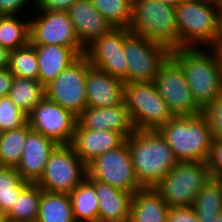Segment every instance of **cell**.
<instances>
[{
  "label": "cell",
  "instance_id": "cell-25",
  "mask_svg": "<svg viewBox=\"0 0 222 222\" xmlns=\"http://www.w3.org/2000/svg\"><path fill=\"white\" fill-rule=\"evenodd\" d=\"M36 222H75L69 194L43 191Z\"/></svg>",
  "mask_w": 222,
  "mask_h": 222
},
{
  "label": "cell",
  "instance_id": "cell-38",
  "mask_svg": "<svg viewBox=\"0 0 222 222\" xmlns=\"http://www.w3.org/2000/svg\"><path fill=\"white\" fill-rule=\"evenodd\" d=\"M167 222H199L193 206L169 207Z\"/></svg>",
  "mask_w": 222,
  "mask_h": 222
},
{
  "label": "cell",
  "instance_id": "cell-3",
  "mask_svg": "<svg viewBox=\"0 0 222 222\" xmlns=\"http://www.w3.org/2000/svg\"><path fill=\"white\" fill-rule=\"evenodd\" d=\"M158 131L178 162L207 161L213 139L208 123L201 114L173 116Z\"/></svg>",
  "mask_w": 222,
  "mask_h": 222
},
{
  "label": "cell",
  "instance_id": "cell-29",
  "mask_svg": "<svg viewBox=\"0 0 222 222\" xmlns=\"http://www.w3.org/2000/svg\"><path fill=\"white\" fill-rule=\"evenodd\" d=\"M8 96L28 115L45 97V87L39 81L14 76Z\"/></svg>",
  "mask_w": 222,
  "mask_h": 222
},
{
  "label": "cell",
  "instance_id": "cell-21",
  "mask_svg": "<svg viewBox=\"0 0 222 222\" xmlns=\"http://www.w3.org/2000/svg\"><path fill=\"white\" fill-rule=\"evenodd\" d=\"M32 45H34L38 57V81L44 87L80 56L72 47L60 45Z\"/></svg>",
  "mask_w": 222,
  "mask_h": 222
},
{
  "label": "cell",
  "instance_id": "cell-46",
  "mask_svg": "<svg viewBox=\"0 0 222 222\" xmlns=\"http://www.w3.org/2000/svg\"><path fill=\"white\" fill-rule=\"evenodd\" d=\"M211 4H215L217 6H220L222 4V0H202Z\"/></svg>",
  "mask_w": 222,
  "mask_h": 222
},
{
  "label": "cell",
  "instance_id": "cell-41",
  "mask_svg": "<svg viewBox=\"0 0 222 222\" xmlns=\"http://www.w3.org/2000/svg\"><path fill=\"white\" fill-rule=\"evenodd\" d=\"M207 48L214 55L216 64L219 67L222 74V42L214 40Z\"/></svg>",
  "mask_w": 222,
  "mask_h": 222
},
{
  "label": "cell",
  "instance_id": "cell-24",
  "mask_svg": "<svg viewBox=\"0 0 222 222\" xmlns=\"http://www.w3.org/2000/svg\"><path fill=\"white\" fill-rule=\"evenodd\" d=\"M193 208L199 222H214L222 211V178H210L198 192Z\"/></svg>",
  "mask_w": 222,
  "mask_h": 222
},
{
  "label": "cell",
  "instance_id": "cell-9",
  "mask_svg": "<svg viewBox=\"0 0 222 222\" xmlns=\"http://www.w3.org/2000/svg\"><path fill=\"white\" fill-rule=\"evenodd\" d=\"M124 52L127 60L125 84L154 82L160 65L170 55L165 46L131 33L128 28H124Z\"/></svg>",
  "mask_w": 222,
  "mask_h": 222
},
{
  "label": "cell",
  "instance_id": "cell-16",
  "mask_svg": "<svg viewBox=\"0 0 222 222\" xmlns=\"http://www.w3.org/2000/svg\"><path fill=\"white\" fill-rule=\"evenodd\" d=\"M87 107L103 108L124 102L125 83L88 61L86 75Z\"/></svg>",
  "mask_w": 222,
  "mask_h": 222
},
{
  "label": "cell",
  "instance_id": "cell-49",
  "mask_svg": "<svg viewBox=\"0 0 222 222\" xmlns=\"http://www.w3.org/2000/svg\"><path fill=\"white\" fill-rule=\"evenodd\" d=\"M219 11H222V4L219 6Z\"/></svg>",
  "mask_w": 222,
  "mask_h": 222
},
{
  "label": "cell",
  "instance_id": "cell-20",
  "mask_svg": "<svg viewBox=\"0 0 222 222\" xmlns=\"http://www.w3.org/2000/svg\"><path fill=\"white\" fill-rule=\"evenodd\" d=\"M67 12L77 38L84 47L114 28L93 6L91 0L76 1Z\"/></svg>",
  "mask_w": 222,
  "mask_h": 222
},
{
  "label": "cell",
  "instance_id": "cell-5",
  "mask_svg": "<svg viewBox=\"0 0 222 222\" xmlns=\"http://www.w3.org/2000/svg\"><path fill=\"white\" fill-rule=\"evenodd\" d=\"M179 48H207L216 38L219 6L202 0H186L175 6Z\"/></svg>",
  "mask_w": 222,
  "mask_h": 222
},
{
  "label": "cell",
  "instance_id": "cell-2",
  "mask_svg": "<svg viewBox=\"0 0 222 222\" xmlns=\"http://www.w3.org/2000/svg\"><path fill=\"white\" fill-rule=\"evenodd\" d=\"M170 56L180 65L201 109L222 94V74L208 48L182 47L170 51Z\"/></svg>",
  "mask_w": 222,
  "mask_h": 222
},
{
  "label": "cell",
  "instance_id": "cell-39",
  "mask_svg": "<svg viewBox=\"0 0 222 222\" xmlns=\"http://www.w3.org/2000/svg\"><path fill=\"white\" fill-rule=\"evenodd\" d=\"M79 0H35L33 11H68Z\"/></svg>",
  "mask_w": 222,
  "mask_h": 222
},
{
  "label": "cell",
  "instance_id": "cell-10",
  "mask_svg": "<svg viewBox=\"0 0 222 222\" xmlns=\"http://www.w3.org/2000/svg\"><path fill=\"white\" fill-rule=\"evenodd\" d=\"M88 180H98L134 194L144 188L138 181L127 141L96 157L87 165Z\"/></svg>",
  "mask_w": 222,
  "mask_h": 222
},
{
  "label": "cell",
  "instance_id": "cell-43",
  "mask_svg": "<svg viewBox=\"0 0 222 222\" xmlns=\"http://www.w3.org/2000/svg\"><path fill=\"white\" fill-rule=\"evenodd\" d=\"M89 222H130V217L122 218H96Z\"/></svg>",
  "mask_w": 222,
  "mask_h": 222
},
{
  "label": "cell",
  "instance_id": "cell-8",
  "mask_svg": "<svg viewBox=\"0 0 222 222\" xmlns=\"http://www.w3.org/2000/svg\"><path fill=\"white\" fill-rule=\"evenodd\" d=\"M88 176L87 165L70 144H58L51 152L41 178L36 182L44 191H73Z\"/></svg>",
  "mask_w": 222,
  "mask_h": 222
},
{
  "label": "cell",
  "instance_id": "cell-35",
  "mask_svg": "<svg viewBox=\"0 0 222 222\" xmlns=\"http://www.w3.org/2000/svg\"><path fill=\"white\" fill-rule=\"evenodd\" d=\"M201 115L208 123L213 140H222V94L201 109Z\"/></svg>",
  "mask_w": 222,
  "mask_h": 222
},
{
  "label": "cell",
  "instance_id": "cell-27",
  "mask_svg": "<svg viewBox=\"0 0 222 222\" xmlns=\"http://www.w3.org/2000/svg\"><path fill=\"white\" fill-rule=\"evenodd\" d=\"M75 222L98 218V201L94 185L86 178L69 193Z\"/></svg>",
  "mask_w": 222,
  "mask_h": 222
},
{
  "label": "cell",
  "instance_id": "cell-17",
  "mask_svg": "<svg viewBox=\"0 0 222 222\" xmlns=\"http://www.w3.org/2000/svg\"><path fill=\"white\" fill-rule=\"evenodd\" d=\"M57 145L55 141L30 128L27 131L21 160L16 167L22 180L36 183L41 178L49 156Z\"/></svg>",
  "mask_w": 222,
  "mask_h": 222
},
{
  "label": "cell",
  "instance_id": "cell-26",
  "mask_svg": "<svg viewBox=\"0 0 222 222\" xmlns=\"http://www.w3.org/2000/svg\"><path fill=\"white\" fill-rule=\"evenodd\" d=\"M0 16V45L9 52L30 42V17ZM28 18V19H27Z\"/></svg>",
  "mask_w": 222,
  "mask_h": 222
},
{
  "label": "cell",
  "instance_id": "cell-45",
  "mask_svg": "<svg viewBox=\"0 0 222 222\" xmlns=\"http://www.w3.org/2000/svg\"><path fill=\"white\" fill-rule=\"evenodd\" d=\"M159 1L165 4L172 5V6H177L186 0H159Z\"/></svg>",
  "mask_w": 222,
  "mask_h": 222
},
{
  "label": "cell",
  "instance_id": "cell-42",
  "mask_svg": "<svg viewBox=\"0 0 222 222\" xmlns=\"http://www.w3.org/2000/svg\"><path fill=\"white\" fill-rule=\"evenodd\" d=\"M9 55H10V52L0 45V70L8 68Z\"/></svg>",
  "mask_w": 222,
  "mask_h": 222
},
{
  "label": "cell",
  "instance_id": "cell-32",
  "mask_svg": "<svg viewBox=\"0 0 222 222\" xmlns=\"http://www.w3.org/2000/svg\"><path fill=\"white\" fill-rule=\"evenodd\" d=\"M29 184L22 180L15 167H0V212L7 214L21 191Z\"/></svg>",
  "mask_w": 222,
  "mask_h": 222
},
{
  "label": "cell",
  "instance_id": "cell-40",
  "mask_svg": "<svg viewBox=\"0 0 222 222\" xmlns=\"http://www.w3.org/2000/svg\"><path fill=\"white\" fill-rule=\"evenodd\" d=\"M13 79L14 75L8 68L0 70V97L8 96Z\"/></svg>",
  "mask_w": 222,
  "mask_h": 222
},
{
  "label": "cell",
  "instance_id": "cell-14",
  "mask_svg": "<svg viewBox=\"0 0 222 222\" xmlns=\"http://www.w3.org/2000/svg\"><path fill=\"white\" fill-rule=\"evenodd\" d=\"M77 116L46 96L27 115L30 128L50 138L57 144H70Z\"/></svg>",
  "mask_w": 222,
  "mask_h": 222
},
{
  "label": "cell",
  "instance_id": "cell-48",
  "mask_svg": "<svg viewBox=\"0 0 222 222\" xmlns=\"http://www.w3.org/2000/svg\"><path fill=\"white\" fill-rule=\"evenodd\" d=\"M214 222H222V211L220 212V214L218 215L216 221Z\"/></svg>",
  "mask_w": 222,
  "mask_h": 222
},
{
  "label": "cell",
  "instance_id": "cell-6",
  "mask_svg": "<svg viewBox=\"0 0 222 222\" xmlns=\"http://www.w3.org/2000/svg\"><path fill=\"white\" fill-rule=\"evenodd\" d=\"M210 178L207 161L178 162L153 188L169 207L193 206Z\"/></svg>",
  "mask_w": 222,
  "mask_h": 222
},
{
  "label": "cell",
  "instance_id": "cell-23",
  "mask_svg": "<svg viewBox=\"0 0 222 222\" xmlns=\"http://www.w3.org/2000/svg\"><path fill=\"white\" fill-rule=\"evenodd\" d=\"M95 187L99 218L130 217L133 194L98 180H89Z\"/></svg>",
  "mask_w": 222,
  "mask_h": 222
},
{
  "label": "cell",
  "instance_id": "cell-11",
  "mask_svg": "<svg viewBox=\"0 0 222 222\" xmlns=\"http://www.w3.org/2000/svg\"><path fill=\"white\" fill-rule=\"evenodd\" d=\"M87 70L88 60L84 54L80 55L45 86V96L78 117L87 108Z\"/></svg>",
  "mask_w": 222,
  "mask_h": 222
},
{
  "label": "cell",
  "instance_id": "cell-36",
  "mask_svg": "<svg viewBox=\"0 0 222 222\" xmlns=\"http://www.w3.org/2000/svg\"><path fill=\"white\" fill-rule=\"evenodd\" d=\"M30 6L32 10H34L33 8H35V0H0V16H23L26 13L28 16V11H32L30 10ZM28 7L29 10L27 9ZM25 10H27V12Z\"/></svg>",
  "mask_w": 222,
  "mask_h": 222
},
{
  "label": "cell",
  "instance_id": "cell-7",
  "mask_svg": "<svg viewBox=\"0 0 222 222\" xmlns=\"http://www.w3.org/2000/svg\"><path fill=\"white\" fill-rule=\"evenodd\" d=\"M124 101L135 130H158L173 117L154 82L125 84Z\"/></svg>",
  "mask_w": 222,
  "mask_h": 222
},
{
  "label": "cell",
  "instance_id": "cell-18",
  "mask_svg": "<svg viewBox=\"0 0 222 222\" xmlns=\"http://www.w3.org/2000/svg\"><path fill=\"white\" fill-rule=\"evenodd\" d=\"M126 137L117 131L85 129L78 121L70 145L79 158L88 165L101 154L121 146Z\"/></svg>",
  "mask_w": 222,
  "mask_h": 222
},
{
  "label": "cell",
  "instance_id": "cell-1",
  "mask_svg": "<svg viewBox=\"0 0 222 222\" xmlns=\"http://www.w3.org/2000/svg\"><path fill=\"white\" fill-rule=\"evenodd\" d=\"M126 141L136 177L144 188L154 187L178 163L158 130H135Z\"/></svg>",
  "mask_w": 222,
  "mask_h": 222
},
{
  "label": "cell",
  "instance_id": "cell-28",
  "mask_svg": "<svg viewBox=\"0 0 222 222\" xmlns=\"http://www.w3.org/2000/svg\"><path fill=\"white\" fill-rule=\"evenodd\" d=\"M43 191L38 184L29 183L6 214L7 222H36Z\"/></svg>",
  "mask_w": 222,
  "mask_h": 222
},
{
  "label": "cell",
  "instance_id": "cell-19",
  "mask_svg": "<svg viewBox=\"0 0 222 222\" xmlns=\"http://www.w3.org/2000/svg\"><path fill=\"white\" fill-rule=\"evenodd\" d=\"M77 118L85 129L93 131L113 130L126 138L135 131L125 101L110 107H87Z\"/></svg>",
  "mask_w": 222,
  "mask_h": 222
},
{
  "label": "cell",
  "instance_id": "cell-4",
  "mask_svg": "<svg viewBox=\"0 0 222 222\" xmlns=\"http://www.w3.org/2000/svg\"><path fill=\"white\" fill-rule=\"evenodd\" d=\"M128 30L169 51L179 49L175 6L159 0H133Z\"/></svg>",
  "mask_w": 222,
  "mask_h": 222
},
{
  "label": "cell",
  "instance_id": "cell-33",
  "mask_svg": "<svg viewBox=\"0 0 222 222\" xmlns=\"http://www.w3.org/2000/svg\"><path fill=\"white\" fill-rule=\"evenodd\" d=\"M91 2L114 28H128L133 0H91Z\"/></svg>",
  "mask_w": 222,
  "mask_h": 222
},
{
  "label": "cell",
  "instance_id": "cell-34",
  "mask_svg": "<svg viewBox=\"0 0 222 222\" xmlns=\"http://www.w3.org/2000/svg\"><path fill=\"white\" fill-rule=\"evenodd\" d=\"M27 122V115L9 96L0 97V132L17 129Z\"/></svg>",
  "mask_w": 222,
  "mask_h": 222
},
{
  "label": "cell",
  "instance_id": "cell-44",
  "mask_svg": "<svg viewBox=\"0 0 222 222\" xmlns=\"http://www.w3.org/2000/svg\"><path fill=\"white\" fill-rule=\"evenodd\" d=\"M215 40L222 42V11L218 12L217 35Z\"/></svg>",
  "mask_w": 222,
  "mask_h": 222
},
{
  "label": "cell",
  "instance_id": "cell-13",
  "mask_svg": "<svg viewBox=\"0 0 222 222\" xmlns=\"http://www.w3.org/2000/svg\"><path fill=\"white\" fill-rule=\"evenodd\" d=\"M35 12H31L33 14L29 20V36L31 44L67 46L74 48L80 55L84 54L85 47L77 38L68 12Z\"/></svg>",
  "mask_w": 222,
  "mask_h": 222
},
{
  "label": "cell",
  "instance_id": "cell-47",
  "mask_svg": "<svg viewBox=\"0 0 222 222\" xmlns=\"http://www.w3.org/2000/svg\"><path fill=\"white\" fill-rule=\"evenodd\" d=\"M0 222H7V217L5 214L0 212Z\"/></svg>",
  "mask_w": 222,
  "mask_h": 222
},
{
  "label": "cell",
  "instance_id": "cell-22",
  "mask_svg": "<svg viewBox=\"0 0 222 222\" xmlns=\"http://www.w3.org/2000/svg\"><path fill=\"white\" fill-rule=\"evenodd\" d=\"M169 206L153 188L147 187L133 194L130 222H167Z\"/></svg>",
  "mask_w": 222,
  "mask_h": 222
},
{
  "label": "cell",
  "instance_id": "cell-12",
  "mask_svg": "<svg viewBox=\"0 0 222 222\" xmlns=\"http://www.w3.org/2000/svg\"><path fill=\"white\" fill-rule=\"evenodd\" d=\"M154 83L173 116L201 114L180 65L170 55L160 65Z\"/></svg>",
  "mask_w": 222,
  "mask_h": 222
},
{
  "label": "cell",
  "instance_id": "cell-31",
  "mask_svg": "<svg viewBox=\"0 0 222 222\" xmlns=\"http://www.w3.org/2000/svg\"><path fill=\"white\" fill-rule=\"evenodd\" d=\"M8 69L14 76L38 81V57L34 45L29 42L11 51Z\"/></svg>",
  "mask_w": 222,
  "mask_h": 222
},
{
  "label": "cell",
  "instance_id": "cell-37",
  "mask_svg": "<svg viewBox=\"0 0 222 222\" xmlns=\"http://www.w3.org/2000/svg\"><path fill=\"white\" fill-rule=\"evenodd\" d=\"M212 178H222V140H213L207 159Z\"/></svg>",
  "mask_w": 222,
  "mask_h": 222
},
{
  "label": "cell",
  "instance_id": "cell-30",
  "mask_svg": "<svg viewBox=\"0 0 222 222\" xmlns=\"http://www.w3.org/2000/svg\"><path fill=\"white\" fill-rule=\"evenodd\" d=\"M29 129L30 126L26 122L20 128L0 132V167H17Z\"/></svg>",
  "mask_w": 222,
  "mask_h": 222
},
{
  "label": "cell",
  "instance_id": "cell-15",
  "mask_svg": "<svg viewBox=\"0 0 222 222\" xmlns=\"http://www.w3.org/2000/svg\"><path fill=\"white\" fill-rule=\"evenodd\" d=\"M124 28H113L85 47L84 55L92 66L122 81L127 78Z\"/></svg>",
  "mask_w": 222,
  "mask_h": 222
}]
</instances>
